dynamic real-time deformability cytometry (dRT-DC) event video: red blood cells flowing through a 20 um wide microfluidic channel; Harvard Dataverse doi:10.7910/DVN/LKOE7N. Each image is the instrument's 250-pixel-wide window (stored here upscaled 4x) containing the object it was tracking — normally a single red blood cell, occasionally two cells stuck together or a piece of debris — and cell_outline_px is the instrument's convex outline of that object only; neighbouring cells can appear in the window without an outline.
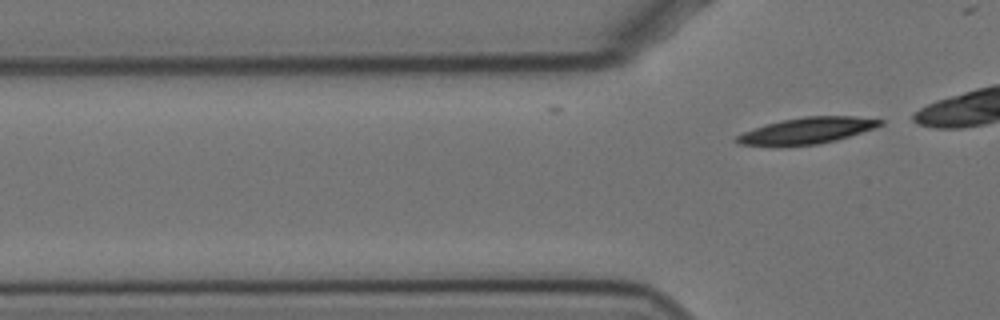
{"species": "Egyptian fruit bat (a non-hibernating species)", "species_latin": "Rousettus aegyptiacus", "temperature_condition": "cold", "stored_images_in_passage": 2, "camera_frame_rate_fps": 3000, "um_per_image_px": 0.085, "animal": {"sex": "female"}, "frame": {"image": 1, "passage_image": 2, "time_ms": 0.333, "image_size_px": [1000, 320], "cell_outline_px": [[884, 124], [876, 128], [836, 140], [816, 144], [740, 144], [732, 140], [736, 136], [744, 132], [780, 120], [804, 116], [856, 116], [884, 120]], "centroid_in_image_um": [68.7, 11.07], "position_along_channel_um": 57.1, "area_um2": 21.39}}